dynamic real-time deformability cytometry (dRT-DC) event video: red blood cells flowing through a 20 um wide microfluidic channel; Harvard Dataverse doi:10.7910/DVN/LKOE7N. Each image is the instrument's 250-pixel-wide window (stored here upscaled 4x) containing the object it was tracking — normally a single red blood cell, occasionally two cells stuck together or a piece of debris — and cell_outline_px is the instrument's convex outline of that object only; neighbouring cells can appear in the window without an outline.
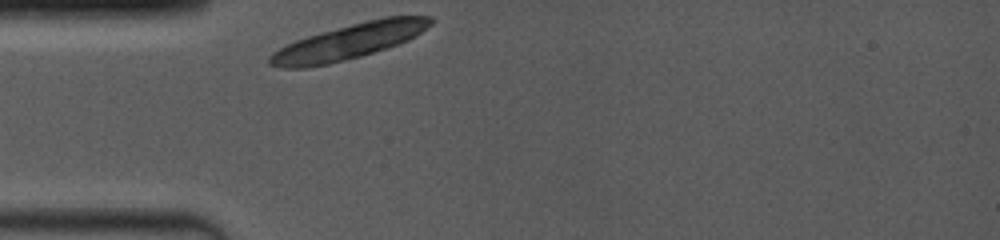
{"species": "common noctule bat (a hibernating species)", "species_latin": "Nyctalus noctula", "temperature_condition": "room temperature", "stored_images_in_passage": 1, "camera_frame_rate_fps": 4000, "um_per_image_px": 0.085, "animal": {"sex": "female", "body_mass_g": 19.0, "forearm_length_mm": 53.3}, "frame": {"image": 1, "passage_image": 1, "time_ms": 0.0, "image_size_px": [1000, 240], "cell_outline_px": [[436, 20], [432, 24], [408, 40], [360, 56], [328, 64], [304, 68], [280, 68], [268, 64], [268, 56], [272, 52], [296, 40], [320, 32], [384, 16], [432, 16]], "centroid_in_image_um": [29.63, 3.53], "position_along_channel_um": 55.4, "area_um2": 32.71}}